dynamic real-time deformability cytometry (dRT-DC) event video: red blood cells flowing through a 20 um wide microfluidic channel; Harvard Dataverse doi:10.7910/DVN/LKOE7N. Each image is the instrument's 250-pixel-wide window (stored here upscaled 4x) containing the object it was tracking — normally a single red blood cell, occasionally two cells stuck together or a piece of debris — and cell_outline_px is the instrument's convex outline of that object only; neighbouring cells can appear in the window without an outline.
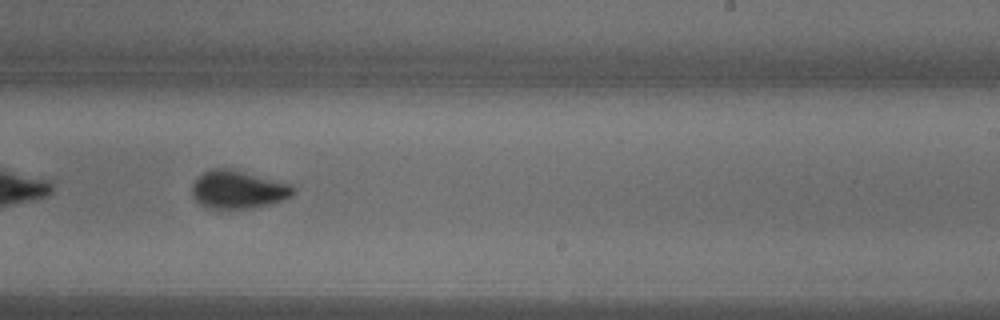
{"species": "common noctule bat (a hibernating species)", "species_latin": "Nyctalus noctula", "temperature_condition": "warm", "stored_images_in_passage": 34, "camera_frame_rate_fps": 3000, "um_per_image_px": 0.085, "animal": {"sex": "male", "body_mass_g": 18.8}, "frame": {"image": 1, "passage_image": 20, "time_ms": 6.333, "image_size_px": [1000, 320], "cell_outline_px": [[292, 196], [268, 204], [252, 208], [220, 212], [204, 208], [192, 196], [192, 184], [204, 172], [212, 168], [228, 168], [292, 184]], "centroid_in_image_um": [20.16, 16.16], "position_along_channel_um": 268.8, "area_um2": 22.77}, "authors_computed_cell_mechanics": {"area_um2": 22.0218, "velocity_mm_per_s": 4.156, "shape_relaxation_time_tau1_ms": 3.2817, "shape_relaxation_time_tau2_ms": 0.6928, "deformation_change_tau1": 0.1046, "deformation_change_tau2": 0.0612}}